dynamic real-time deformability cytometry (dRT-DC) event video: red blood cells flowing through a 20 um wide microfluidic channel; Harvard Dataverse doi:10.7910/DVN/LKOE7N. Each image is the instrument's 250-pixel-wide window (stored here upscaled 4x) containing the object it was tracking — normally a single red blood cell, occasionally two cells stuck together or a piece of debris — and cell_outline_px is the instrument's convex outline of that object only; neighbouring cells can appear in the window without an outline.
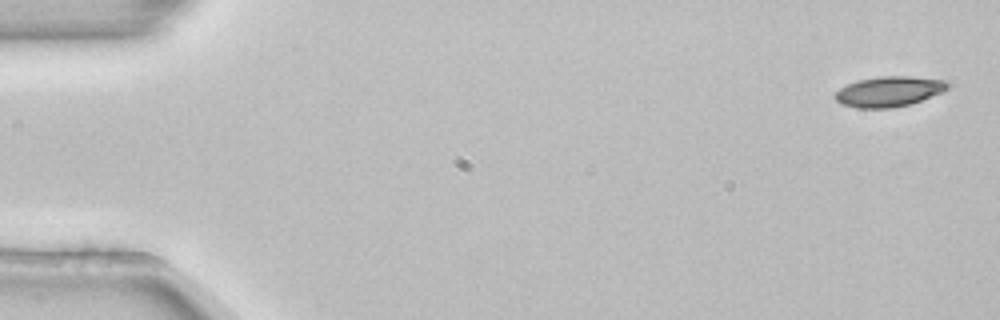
{"species": "common noctule bat (a hibernating species)", "species_latin": "Nyctalus noctula", "temperature_condition": "room temperature", "stored_images_in_passage": 7, "camera_frame_rate_fps": 3000, "um_per_image_px": 0.085, "animal": {"sex": "female", "body_mass_g": 22.7, "forearm_length_mm": 54.2}, "frame": {"image": 1, "passage_image": 1, "time_ms": 0.0, "image_size_px": [1000, 320], "cell_outline_px": [[948, 88], [940, 92], [912, 104], [892, 108], [856, 108], [840, 104], [832, 96], [840, 88], [848, 84], [860, 80], [880, 76], [908, 76], [944, 80], [948, 84]], "centroid_in_image_um": [75.51, 7.79], "position_along_channel_um": 9.5, "area_um2": 19.77}}
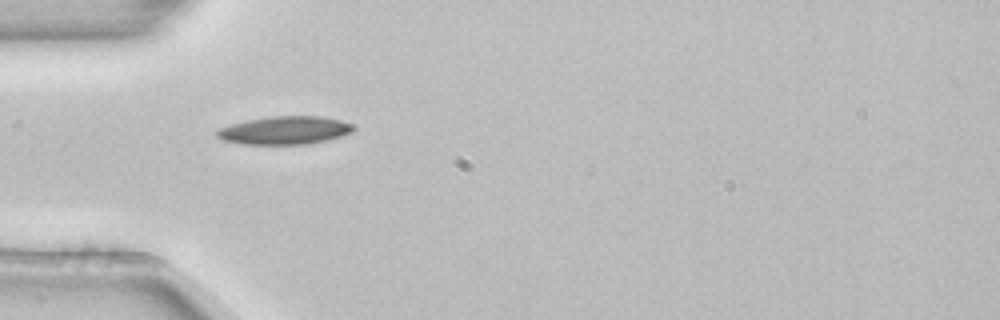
{"frame": {"image": 2, "passage_image": 5, "time_ms": 1.333, "image_size_px": [1000, 320], "cell_outline_px": [[356, 128], [352, 132], [328, 140], [312, 144], [244, 144], [224, 140], [216, 136], [216, 128], [248, 120], [272, 116], [320, 116], [340, 120], [352, 124]], "centroid_in_image_um": [24.22, 11.08], "position_along_channel_um": 60.8, "area_um2": 22.37}}